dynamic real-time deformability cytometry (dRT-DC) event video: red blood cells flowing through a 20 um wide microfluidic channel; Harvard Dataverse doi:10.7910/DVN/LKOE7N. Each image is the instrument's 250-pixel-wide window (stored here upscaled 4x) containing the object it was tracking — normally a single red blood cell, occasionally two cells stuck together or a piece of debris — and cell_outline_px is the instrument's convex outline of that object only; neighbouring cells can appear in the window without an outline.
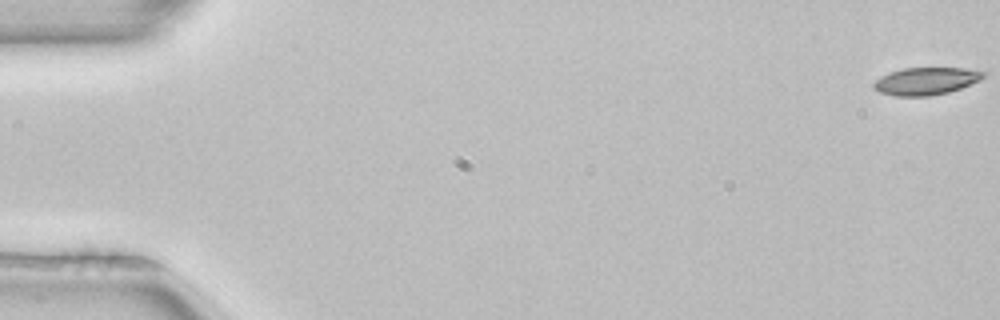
{"species": "common noctule bat (a hibernating species)", "species_latin": "Nyctalus noctula", "temperature_condition": "room temperature", "stored_images_in_passage": 53, "camera_frame_rate_fps": 3000, "um_per_image_px": 0.085, "animal": {"sex": "female", "body_mass_g": 22.7, "forearm_length_mm": 54.2}, "frame": {"image": 1, "passage_image": 1, "time_ms": 0.0, "image_size_px": [1000, 320], "cell_outline_px": [[984, 76], [980, 80], [960, 88], [948, 92], [928, 96], [896, 96], [880, 92], [872, 88], [872, 84], [880, 76], [888, 72], [904, 68], [964, 68], [984, 72]], "centroid_in_image_um": [78.65, 6.89], "position_along_channel_um": 6.3, "area_um2": 17.46}}
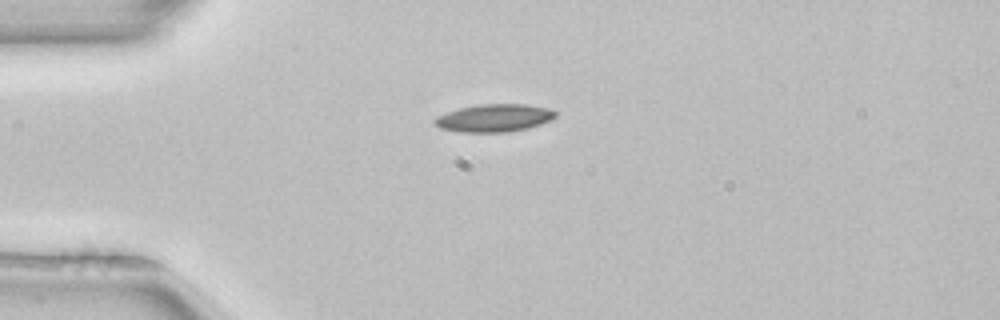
{"frame": {"image": 2, "passage_image": 14, "time_ms": 4.333, "image_size_px": [1000, 320], "cell_outline_px": [[556, 116], [540, 124], [528, 128], [508, 132], [460, 132], [440, 128], [432, 120], [436, 116], [460, 108], [480, 104], [524, 104], [548, 108], [556, 112]], "centroid_in_image_um": [41.98, 10.03], "position_along_channel_um": 43.0, "area_um2": 19.36}}
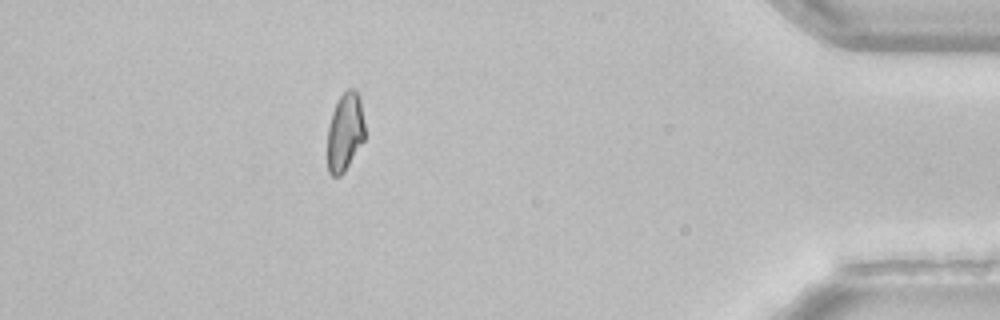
{"frame": {"image": 3, "passage_image": 47, "time_ms": 15.333, "image_size_px": [1000, 320], "cell_outline_px": [[364, 140], [344, 172], [340, 176], [332, 176], [328, 172], [328, 128], [332, 112], [336, 100], [348, 88], [352, 88], [356, 92], [360, 100], [364, 124]], "centroid_in_image_um": [29.31, 11.22], "position_along_channel_um": 405.9, "area_um2": 16.94}, "authors_computed_cell_mechanics": {"area_um2": 17.9758, "velocity_mm_per_s": 3.9701, "shape_relaxation_time_tau1_ms": 6.7431, "shape_relaxation_time_tau2_ms": null, "deformation_change_tau1": 0.1319, "deformation_change_tau2": null}}